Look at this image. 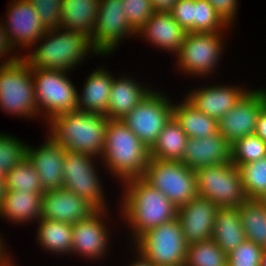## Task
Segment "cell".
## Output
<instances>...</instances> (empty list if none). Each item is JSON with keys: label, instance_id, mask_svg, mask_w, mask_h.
Returning a JSON list of instances; mask_svg holds the SVG:
<instances>
[{"label": "cell", "instance_id": "obj_1", "mask_svg": "<svg viewBox=\"0 0 266 266\" xmlns=\"http://www.w3.org/2000/svg\"><path fill=\"white\" fill-rule=\"evenodd\" d=\"M117 189V196L121 195L116 198L121 229L124 227V235L128 233L125 245H132L146 231L177 218L178 208L142 177L124 181Z\"/></svg>", "mask_w": 266, "mask_h": 266}, {"label": "cell", "instance_id": "obj_2", "mask_svg": "<svg viewBox=\"0 0 266 266\" xmlns=\"http://www.w3.org/2000/svg\"><path fill=\"white\" fill-rule=\"evenodd\" d=\"M100 56L87 36L57 27L48 29L22 57L31 69L74 73Z\"/></svg>", "mask_w": 266, "mask_h": 266}, {"label": "cell", "instance_id": "obj_3", "mask_svg": "<svg viewBox=\"0 0 266 266\" xmlns=\"http://www.w3.org/2000/svg\"><path fill=\"white\" fill-rule=\"evenodd\" d=\"M150 160V150L121 120H109L101 164L118 187L132 178L142 177Z\"/></svg>", "mask_w": 266, "mask_h": 266}, {"label": "cell", "instance_id": "obj_4", "mask_svg": "<svg viewBox=\"0 0 266 266\" xmlns=\"http://www.w3.org/2000/svg\"><path fill=\"white\" fill-rule=\"evenodd\" d=\"M231 34L232 32H188L179 52L173 57L174 62L171 65L174 73L184 76V79H198L197 85L202 82L201 80H209V78L216 80L218 77L215 76L221 72L223 66L222 59L226 56L225 52L227 54L229 52L227 47L230 46L227 44H229L228 38L232 37Z\"/></svg>", "mask_w": 266, "mask_h": 266}, {"label": "cell", "instance_id": "obj_5", "mask_svg": "<svg viewBox=\"0 0 266 266\" xmlns=\"http://www.w3.org/2000/svg\"><path fill=\"white\" fill-rule=\"evenodd\" d=\"M109 120L101 114L75 110L54 116L43 130L67 151L92 154L101 158Z\"/></svg>", "mask_w": 266, "mask_h": 266}, {"label": "cell", "instance_id": "obj_6", "mask_svg": "<svg viewBox=\"0 0 266 266\" xmlns=\"http://www.w3.org/2000/svg\"><path fill=\"white\" fill-rule=\"evenodd\" d=\"M112 211H115V209L97 210L87 220H81L72 225L71 260L72 257H74L77 258V260L85 261L86 265L89 261V265L93 264L92 266H94V264L95 266H100L101 264L107 266L106 259L109 257L111 258L109 255H112L113 257L117 256L113 255L115 251L112 247L113 245H115V247L118 245L115 243L116 240H119L117 238L119 237L118 233L120 234L117 230L121 229V224H119L120 214L118 207H116V214H113L114 212ZM116 219L118 221H116ZM113 238L116 240L114 241Z\"/></svg>", "mask_w": 266, "mask_h": 266}, {"label": "cell", "instance_id": "obj_7", "mask_svg": "<svg viewBox=\"0 0 266 266\" xmlns=\"http://www.w3.org/2000/svg\"><path fill=\"white\" fill-rule=\"evenodd\" d=\"M104 172L99 157L66 150L63 161V188L86 200L96 210L113 209V206L116 208V202L112 205L111 199H108L107 194H110V191L108 193L106 190L108 186L104 183Z\"/></svg>", "mask_w": 266, "mask_h": 266}, {"label": "cell", "instance_id": "obj_8", "mask_svg": "<svg viewBox=\"0 0 266 266\" xmlns=\"http://www.w3.org/2000/svg\"><path fill=\"white\" fill-rule=\"evenodd\" d=\"M0 112L27 122H41L31 68L23 57L0 66Z\"/></svg>", "mask_w": 266, "mask_h": 266}, {"label": "cell", "instance_id": "obj_9", "mask_svg": "<svg viewBox=\"0 0 266 266\" xmlns=\"http://www.w3.org/2000/svg\"><path fill=\"white\" fill-rule=\"evenodd\" d=\"M31 72L43 127L54 116L77 110L78 85L71 78V73L45 69H31Z\"/></svg>", "mask_w": 266, "mask_h": 266}, {"label": "cell", "instance_id": "obj_10", "mask_svg": "<svg viewBox=\"0 0 266 266\" xmlns=\"http://www.w3.org/2000/svg\"><path fill=\"white\" fill-rule=\"evenodd\" d=\"M159 86L162 85L159 84L157 88L155 87L131 112L121 119L149 150L156 143L164 126L173 117L175 93L167 90L165 92V89L159 88Z\"/></svg>", "mask_w": 266, "mask_h": 266}, {"label": "cell", "instance_id": "obj_11", "mask_svg": "<svg viewBox=\"0 0 266 266\" xmlns=\"http://www.w3.org/2000/svg\"><path fill=\"white\" fill-rule=\"evenodd\" d=\"M131 246L153 265L185 264L187 242L178 218L146 231Z\"/></svg>", "mask_w": 266, "mask_h": 266}, {"label": "cell", "instance_id": "obj_12", "mask_svg": "<svg viewBox=\"0 0 266 266\" xmlns=\"http://www.w3.org/2000/svg\"><path fill=\"white\" fill-rule=\"evenodd\" d=\"M198 196L219 208L240 207L248 198L239 168L232 162L195 170Z\"/></svg>", "mask_w": 266, "mask_h": 266}, {"label": "cell", "instance_id": "obj_13", "mask_svg": "<svg viewBox=\"0 0 266 266\" xmlns=\"http://www.w3.org/2000/svg\"><path fill=\"white\" fill-rule=\"evenodd\" d=\"M142 178L177 208L198 196L195 170L181 161L150 158Z\"/></svg>", "mask_w": 266, "mask_h": 266}, {"label": "cell", "instance_id": "obj_14", "mask_svg": "<svg viewBox=\"0 0 266 266\" xmlns=\"http://www.w3.org/2000/svg\"><path fill=\"white\" fill-rule=\"evenodd\" d=\"M129 39L137 40V32L124 17L122 0H100L91 35L92 47L101 56H116L121 44Z\"/></svg>", "mask_w": 266, "mask_h": 266}, {"label": "cell", "instance_id": "obj_15", "mask_svg": "<svg viewBox=\"0 0 266 266\" xmlns=\"http://www.w3.org/2000/svg\"><path fill=\"white\" fill-rule=\"evenodd\" d=\"M232 80L233 78L229 82H219V78L216 81L203 80V83H199L198 86L195 84L196 87L191 83V87L185 88L186 91L182 96L197 110L219 120L252 89L244 81L239 83V80L236 84V81L232 82Z\"/></svg>", "mask_w": 266, "mask_h": 266}, {"label": "cell", "instance_id": "obj_16", "mask_svg": "<svg viewBox=\"0 0 266 266\" xmlns=\"http://www.w3.org/2000/svg\"><path fill=\"white\" fill-rule=\"evenodd\" d=\"M5 9L1 17L4 29L12 48L22 57L48 29L28 0H9Z\"/></svg>", "mask_w": 266, "mask_h": 266}, {"label": "cell", "instance_id": "obj_17", "mask_svg": "<svg viewBox=\"0 0 266 266\" xmlns=\"http://www.w3.org/2000/svg\"><path fill=\"white\" fill-rule=\"evenodd\" d=\"M253 84V88L218 120L219 133L231 145L245 136L255 134L259 112L266 105L263 89Z\"/></svg>", "mask_w": 266, "mask_h": 266}, {"label": "cell", "instance_id": "obj_18", "mask_svg": "<svg viewBox=\"0 0 266 266\" xmlns=\"http://www.w3.org/2000/svg\"><path fill=\"white\" fill-rule=\"evenodd\" d=\"M44 133V140L40 141L38 146L28 143L27 157L37 170L45 192L63 188V161L66 150L49 133Z\"/></svg>", "mask_w": 266, "mask_h": 266}, {"label": "cell", "instance_id": "obj_19", "mask_svg": "<svg viewBox=\"0 0 266 266\" xmlns=\"http://www.w3.org/2000/svg\"><path fill=\"white\" fill-rule=\"evenodd\" d=\"M187 33L170 13L155 12L137 31V40L160 51L158 53L163 51L169 54L172 56L169 57L172 62L173 56L179 52Z\"/></svg>", "mask_w": 266, "mask_h": 266}, {"label": "cell", "instance_id": "obj_20", "mask_svg": "<svg viewBox=\"0 0 266 266\" xmlns=\"http://www.w3.org/2000/svg\"><path fill=\"white\" fill-rule=\"evenodd\" d=\"M109 59H108V58ZM113 56H100L105 60L99 63L96 68L89 69V74L84 77L83 85L77 87L78 99L77 110L101 114L107 117V110L110 98V89L116 73L105 63L106 59L110 61ZM115 73V74H114Z\"/></svg>", "mask_w": 266, "mask_h": 266}, {"label": "cell", "instance_id": "obj_21", "mask_svg": "<svg viewBox=\"0 0 266 266\" xmlns=\"http://www.w3.org/2000/svg\"><path fill=\"white\" fill-rule=\"evenodd\" d=\"M120 72H116L110 89L107 118L111 120L123 119L157 86L143 82L140 76L137 79L134 72Z\"/></svg>", "mask_w": 266, "mask_h": 266}, {"label": "cell", "instance_id": "obj_22", "mask_svg": "<svg viewBox=\"0 0 266 266\" xmlns=\"http://www.w3.org/2000/svg\"><path fill=\"white\" fill-rule=\"evenodd\" d=\"M218 208L212 201L201 196H196L178 208L177 218L187 244L213 238V227Z\"/></svg>", "mask_w": 266, "mask_h": 266}, {"label": "cell", "instance_id": "obj_23", "mask_svg": "<svg viewBox=\"0 0 266 266\" xmlns=\"http://www.w3.org/2000/svg\"><path fill=\"white\" fill-rule=\"evenodd\" d=\"M97 210L86 200L65 188L45 191L42 196L44 219L75 224L87 220Z\"/></svg>", "mask_w": 266, "mask_h": 266}, {"label": "cell", "instance_id": "obj_24", "mask_svg": "<svg viewBox=\"0 0 266 266\" xmlns=\"http://www.w3.org/2000/svg\"><path fill=\"white\" fill-rule=\"evenodd\" d=\"M192 170L231 162V144L219 133L188 138L181 161Z\"/></svg>", "mask_w": 266, "mask_h": 266}, {"label": "cell", "instance_id": "obj_25", "mask_svg": "<svg viewBox=\"0 0 266 266\" xmlns=\"http://www.w3.org/2000/svg\"><path fill=\"white\" fill-rule=\"evenodd\" d=\"M42 196L34 192L6 190L0 207V222L5 221L15 228L34 225L42 217Z\"/></svg>", "mask_w": 266, "mask_h": 266}, {"label": "cell", "instance_id": "obj_26", "mask_svg": "<svg viewBox=\"0 0 266 266\" xmlns=\"http://www.w3.org/2000/svg\"><path fill=\"white\" fill-rule=\"evenodd\" d=\"M34 225L36 234L34 233L33 240L35 245H38L39 251L40 249L45 251L46 255L49 254V258L65 259L68 256L71 260L72 224L41 218Z\"/></svg>", "mask_w": 266, "mask_h": 266}, {"label": "cell", "instance_id": "obj_27", "mask_svg": "<svg viewBox=\"0 0 266 266\" xmlns=\"http://www.w3.org/2000/svg\"><path fill=\"white\" fill-rule=\"evenodd\" d=\"M100 0H63L60 28L81 33L91 40Z\"/></svg>", "mask_w": 266, "mask_h": 266}, {"label": "cell", "instance_id": "obj_28", "mask_svg": "<svg viewBox=\"0 0 266 266\" xmlns=\"http://www.w3.org/2000/svg\"><path fill=\"white\" fill-rule=\"evenodd\" d=\"M179 96L173 102V117L188 138H206L219 132L217 119L197 110L182 95Z\"/></svg>", "mask_w": 266, "mask_h": 266}, {"label": "cell", "instance_id": "obj_29", "mask_svg": "<svg viewBox=\"0 0 266 266\" xmlns=\"http://www.w3.org/2000/svg\"><path fill=\"white\" fill-rule=\"evenodd\" d=\"M245 231L238 207L218 208L213 227L212 240L226 254L232 252L244 240Z\"/></svg>", "mask_w": 266, "mask_h": 266}, {"label": "cell", "instance_id": "obj_30", "mask_svg": "<svg viewBox=\"0 0 266 266\" xmlns=\"http://www.w3.org/2000/svg\"><path fill=\"white\" fill-rule=\"evenodd\" d=\"M188 136L174 117L164 126L150 149V158L182 161Z\"/></svg>", "mask_w": 266, "mask_h": 266}, {"label": "cell", "instance_id": "obj_31", "mask_svg": "<svg viewBox=\"0 0 266 266\" xmlns=\"http://www.w3.org/2000/svg\"><path fill=\"white\" fill-rule=\"evenodd\" d=\"M238 209L246 239L266 248V202L247 199Z\"/></svg>", "mask_w": 266, "mask_h": 266}, {"label": "cell", "instance_id": "obj_32", "mask_svg": "<svg viewBox=\"0 0 266 266\" xmlns=\"http://www.w3.org/2000/svg\"><path fill=\"white\" fill-rule=\"evenodd\" d=\"M5 188L6 190L44 194L39 174L28 157H25L18 165L7 172Z\"/></svg>", "mask_w": 266, "mask_h": 266}, {"label": "cell", "instance_id": "obj_33", "mask_svg": "<svg viewBox=\"0 0 266 266\" xmlns=\"http://www.w3.org/2000/svg\"><path fill=\"white\" fill-rule=\"evenodd\" d=\"M184 266H228V254L212 239L187 244Z\"/></svg>", "mask_w": 266, "mask_h": 266}, {"label": "cell", "instance_id": "obj_34", "mask_svg": "<svg viewBox=\"0 0 266 266\" xmlns=\"http://www.w3.org/2000/svg\"><path fill=\"white\" fill-rule=\"evenodd\" d=\"M12 132L0 130V177L27 157L28 143Z\"/></svg>", "mask_w": 266, "mask_h": 266}, {"label": "cell", "instance_id": "obj_35", "mask_svg": "<svg viewBox=\"0 0 266 266\" xmlns=\"http://www.w3.org/2000/svg\"><path fill=\"white\" fill-rule=\"evenodd\" d=\"M243 190L248 199L266 198V157L239 167Z\"/></svg>", "mask_w": 266, "mask_h": 266}, {"label": "cell", "instance_id": "obj_36", "mask_svg": "<svg viewBox=\"0 0 266 266\" xmlns=\"http://www.w3.org/2000/svg\"><path fill=\"white\" fill-rule=\"evenodd\" d=\"M207 0H195L193 33L234 32Z\"/></svg>", "mask_w": 266, "mask_h": 266}, {"label": "cell", "instance_id": "obj_37", "mask_svg": "<svg viewBox=\"0 0 266 266\" xmlns=\"http://www.w3.org/2000/svg\"><path fill=\"white\" fill-rule=\"evenodd\" d=\"M266 157V142L252 134L235 141L231 145V162L238 168Z\"/></svg>", "mask_w": 266, "mask_h": 266}, {"label": "cell", "instance_id": "obj_38", "mask_svg": "<svg viewBox=\"0 0 266 266\" xmlns=\"http://www.w3.org/2000/svg\"><path fill=\"white\" fill-rule=\"evenodd\" d=\"M264 247L245 239L228 254V266H261Z\"/></svg>", "mask_w": 266, "mask_h": 266}, {"label": "cell", "instance_id": "obj_39", "mask_svg": "<svg viewBox=\"0 0 266 266\" xmlns=\"http://www.w3.org/2000/svg\"><path fill=\"white\" fill-rule=\"evenodd\" d=\"M124 17L137 32L155 13L151 0H122Z\"/></svg>", "mask_w": 266, "mask_h": 266}, {"label": "cell", "instance_id": "obj_40", "mask_svg": "<svg viewBox=\"0 0 266 266\" xmlns=\"http://www.w3.org/2000/svg\"><path fill=\"white\" fill-rule=\"evenodd\" d=\"M47 29L60 27L63 0H28Z\"/></svg>", "mask_w": 266, "mask_h": 266}, {"label": "cell", "instance_id": "obj_41", "mask_svg": "<svg viewBox=\"0 0 266 266\" xmlns=\"http://www.w3.org/2000/svg\"><path fill=\"white\" fill-rule=\"evenodd\" d=\"M195 0H178L170 14L187 32L193 33V13Z\"/></svg>", "mask_w": 266, "mask_h": 266}, {"label": "cell", "instance_id": "obj_42", "mask_svg": "<svg viewBox=\"0 0 266 266\" xmlns=\"http://www.w3.org/2000/svg\"><path fill=\"white\" fill-rule=\"evenodd\" d=\"M223 20L232 28L237 26L240 0H207Z\"/></svg>", "mask_w": 266, "mask_h": 266}, {"label": "cell", "instance_id": "obj_43", "mask_svg": "<svg viewBox=\"0 0 266 266\" xmlns=\"http://www.w3.org/2000/svg\"><path fill=\"white\" fill-rule=\"evenodd\" d=\"M21 57L11 46L4 29L3 20L0 15V66L16 61Z\"/></svg>", "mask_w": 266, "mask_h": 266}, {"label": "cell", "instance_id": "obj_44", "mask_svg": "<svg viewBox=\"0 0 266 266\" xmlns=\"http://www.w3.org/2000/svg\"><path fill=\"white\" fill-rule=\"evenodd\" d=\"M124 246L127 247L126 248L127 251L129 250L131 252V253L129 251L127 252L126 250L123 251V253L126 252L127 255L126 256L121 255V256H123L125 258V257H127L129 255L127 257L129 259L128 262H125V259H124V261H122V262H124V266H154L150 261L145 259L138 251H136L131 245H124Z\"/></svg>", "mask_w": 266, "mask_h": 266}, {"label": "cell", "instance_id": "obj_45", "mask_svg": "<svg viewBox=\"0 0 266 266\" xmlns=\"http://www.w3.org/2000/svg\"><path fill=\"white\" fill-rule=\"evenodd\" d=\"M255 134L266 142V105L259 112Z\"/></svg>", "mask_w": 266, "mask_h": 266}, {"label": "cell", "instance_id": "obj_46", "mask_svg": "<svg viewBox=\"0 0 266 266\" xmlns=\"http://www.w3.org/2000/svg\"><path fill=\"white\" fill-rule=\"evenodd\" d=\"M178 0H151L154 12L170 13Z\"/></svg>", "mask_w": 266, "mask_h": 266}, {"label": "cell", "instance_id": "obj_47", "mask_svg": "<svg viewBox=\"0 0 266 266\" xmlns=\"http://www.w3.org/2000/svg\"><path fill=\"white\" fill-rule=\"evenodd\" d=\"M3 232L4 231L0 232V263L7 260L13 254L11 245H8L9 243H6L7 241H10L8 240V238L5 239V233Z\"/></svg>", "mask_w": 266, "mask_h": 266}, {"label": "cell", "instance_id": "obj_48", "mask_svg": "<svg viewBox=\"0 0 266 266\" xmlns=\"http://www.w3.org/2000/svg\"><path fill=\"white\" fill-rule=\"evenodd\" d=\"M15 253H13L7 260L0 263V266H20L18 259L14 256ZM15 257V258H14ZM16 260V261H15Z\"/></svg>", "mask_w": 266, "mask_h": 266}, {"label": "cell", "instance_id": "obj_49", "mask_svg": "<svg viewBox=\"0 0 266 266\" xmlns=\"http://www.w3.org/2000/svg\"><path fill=\"white\" fill-rule=\"evenodd\" d=\"M5 192V177H0V207L5 196Z\"/></svg>", "mask_w": 266, "mask_h": 266}, {"label": "cell", "instance_id": "obj_50", "mask_svg": "<svg viewBox=\"0 0 266 266\" xmlns=\"http://www.w3.org/2000/svg\"><path fill=\"white\" fill-rule=\"evenodd\" d=\"M261 266H266V248L264 249L261 257Z\"/></svg>", "mask_w": 266, "mask_h": 266}, {"label": "cell", "instance_id": "obj_51", "mask_svg": "<svg viewBox=\"0 0 266 266\" xmlns=\"http://www.w3.org/2000/svg\"><path fill=\"white\" fill-rule=\"evenodd\" d=\"M261 88L263 89L265 95H266V85H261Z\"/></svg>", "mask_w": 266, "mask_h": 266}]
</instances>
